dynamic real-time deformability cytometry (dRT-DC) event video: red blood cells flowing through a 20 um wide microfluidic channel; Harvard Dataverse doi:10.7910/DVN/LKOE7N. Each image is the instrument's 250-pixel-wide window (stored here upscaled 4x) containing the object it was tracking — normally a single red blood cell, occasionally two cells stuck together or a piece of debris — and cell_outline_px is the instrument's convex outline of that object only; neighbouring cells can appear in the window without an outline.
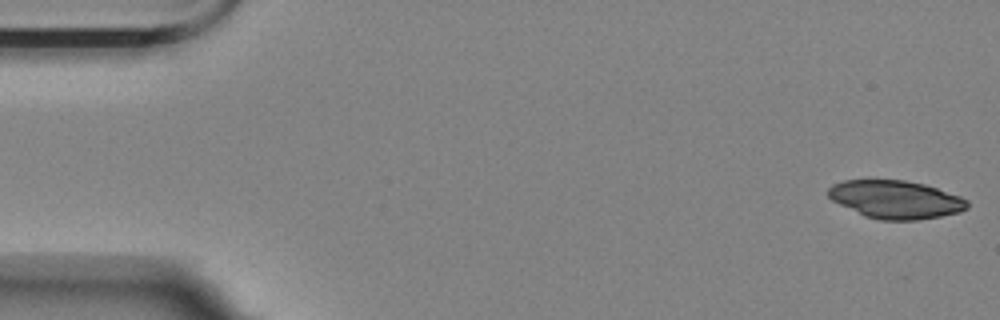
{"species": "Egyptian fruit bat (a non-hibernating species)", "species_latin": "Rousettus aegyptiacus", "temperature_condition": "room temperature", "stored_images_in_passage": 9, "camera_frame_rate_fps": 3000, "um_per_image_px": 0.085, "animal": {"sex": "female"}, "frame": {"image": 1, "passage_image": 1, "time_ms": 0.0, "image_size_px": [1000, 320], "cell_outline_px": [[968, 208], [960, 212], [940, 216], [916, 220], [880, 220], [864, 216], [832, 200], [828, 196], [828, 188], [832, 184], [844, 180], [904, 180], [924, 184], [960, 196], [968, 200]], "centroid_in_image_um": [76.13, 16.96], "position_along_channel_um": 8.9, "area_um2": 30.75}}